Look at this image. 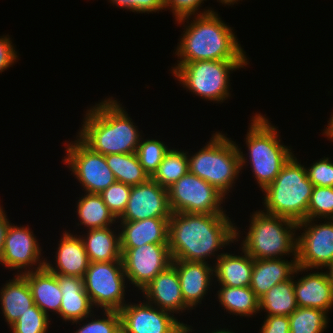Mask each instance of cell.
<instances>
[{
  "mask_svg": "<svg viewBox=\"0 0 333 333\" xmlns=\"http://www.w3.org/2000/svg\"><path fill=\"white\" fill-rule=\"evenodd\" d=\"M210 333H235V332H232V330H228V328L227 329L223 328V329H219V330L216 329Z\"/></svg>",
  "mask_w": 333,
  "mask_h": 333,
  "instance_id": "c3c4849f",
  "label": "cell"
},
{
  "mask_svg": "<svg viewBox=\"0 0 333 333\" xmlns=\"http://www.w3.org/2000/svg\"><path fill=\"white\" fill-rule=\"evenodd\" d=\"M105 99L86 111L77 137L104 156L136 152L141 131L120 101L112 96Z\"/></svg>",
  "mask_w": 333,
  "mask_h": 333,
  "instance_id": "3957f363",
  "label": "cell"
},
{
  "mask_svg": "<svg viewBox=\"0 0 333 333\" xmlns=\"http://www.w3.org/2000/svg\"><path fill=\"white\" fill-rule=\"evenodd\" d=\"M75 141L66 144V156L62 161L70 169L85 193L100 194L116 182L105 156L94 152L77 136Z\"/></svg>",
  "mask_w": 333,
  "mask_h": 333,
  "instance_id": "8fae6325",
  "label": "cell"
},
{
  "mask_svg": "<svg viewBox=\"0 0 333 333\" xmlns=\"http://www.w3.org/2000/svg\"><path fill=\"white\" fill-rule=\"evenodd\" d=\"M328 122L329 123H328L327 127L323 130L324 132H322L324 134H322V135H325V137H328L327 140H330L333 142V114H331V117Z\"/></svg>",
  "mask_w": 333,
  "mask_h": 333,
  "instance_id": "f6af8a7d",
  "label": "cell"
},
{
  "mask_svg": "<svg viewBox=\"0 0 333 333\" xmlns=\"http://www.w3.org/2000/svg\"><path fill=\"white\" fill-rule=\"evenodd\" d=\"M130 191L131 186L116 181L99 194L116 219L123 214Z\"/></svg>",
  "mask_w": 333,
  "mask_h": 333,
  "instance_id": "74e56055",
  "label": "cell"
},
{
  "mask_svg": "<svg viewBox=\"0 0 333 333\" xmlns=\"http://www.w3.org/2000/svg\"><path fill=\"white\" fill-rule=\"evenodd\" d=\"M175 20L184 25L175 54L178 63L204 60H248L246 52L239 44L233 28L211 11L202 15H193ZM188 19V20H187ZM189 24V25H188Z\"/></svg>",
  "mask_w": 333,
  "mask_h": 333,
  "instance_id": "7a4b0ae2",
  "label": "cell"
},
{
  "mask_svg": "<svg viewBox=\"0 0 333 333\" xmlns=\"http://www.w3.org/2000/svg\"><path fill=\"white\" fill-rule=\"evenodd\" d=\"M294 277L278 283L259 298V313L265 311L266 315L289 316L298 308L294 293Z\"/></svg>",
  "mask_w": 333,
  "mask_h": 333,
  "instance_id": "f546056e",
  "label": "cell"
},
{
  "mask_svg": "<svg viewBox=\"0 0 333 333\" xmlns=\"http://www.w3.org/2000/svg\"><path fill=\"white\" fill-rule=\"evenodd\" d=\"M55 252V266L45 261V267L56 275L83 278L89 267V258L80 235L65 230Z\"/></svg>",
  "mask_w": 333,
  "mask_h": 333,
  "instance_id": "d6986e66",
  "label": "cell"
},
{
  "mask_svg": "<svg viewBox=\"0 0 333 333\" xmlns=\"http://www.w3.org/2000/svg\"><path fill=\"white\" fill-rule=\"evenodd\" d=\"M290 261L285 258L254 259L250 288L258 298L278 283L305 272V268L297 265V257Z\"/></svg>",
  "mask_w": 333,
  "mask_h": 333,
  "instance_id": "ffe728a7",
  "label": "cell"
},
{
  "mask_svg": "<svg viewBox=\"0 0 333 333\" xmlns=\"http://www.w3.org/2000/svg\"><path fill=\"white\" fill-rule=\"evenodd\" d=\"M180 280L181 292L185 304L195 309L202 304L213 283V266L207 262L172 260Z\"/></svg>",
  "mask_w": 333,
  "mask_h": 333,
  "instance_id": "ac0fdd59",
  "label": "cell"
},
{
  "mask_svg": "<svg viewBox=\"0 0 333 333\" xmlns=\"http://www.w3.org/2000/svg\"><path fill=\"white\" fill-rule=\"evenodd\" d=\"M141 138L136 150L139 162L144 168V171L151 178L158 166L162 162L166 152L170 149L163 141L157 139Z\"/></svg>",
  "mask_w": 333,
  "mask_h": 333,
  "instance_id": "836d02e7",
  "label": "cell"
},
{
  "mask_svg": "<svg viewBox=\"0 0 333 333\" xmlns=\"http://www.w3.org/2000/svg\"><path fill=\"white\" fill-rule=\"evenodd\" d=\"M124 272L129 284L144 289L161 271L172 264L168 243L143 244L121 249Z\"/></svg>",
  "mask_w": 333,
  "mask_h": 333,
  "instance_id": "5bb4252c",
  "label": "cell"
},
{
  "mask_svg": "<svg viewBox=\"0 0 333 333\" xmlns=\"http://www.w3.org/2000/svg\"><path fill=\"white\" fill-rule=\"evenodd\" d=\"M76 203L77 217L87 230L104 228L117 223V219L109 211L99 194L85 193Z\"/></svg>",
  "mask_w": 333,
  "mask_h": 333,
  "instance_id": "83f0119b",
  "label": "cell"
},
{
  "mask_svg": "<svg viewBox=\"0 0 333 333\" xmlns=\"http://www.w3.org/2000/svg\"><path fill=\"white\" fill-rule=\"evenodd\" d=\"M260 333H290L289 317L266 315Z\"/></svg>",
  "mask_w": 333,
  "mask_h": 333,
  "instance_id": "7bdbcfd3",
  "label": "cell"
},
{
  "mask_svg": "<svg viewBox=\"0 0 333 333\" xmlns=\"http://www.w3.org/2000/svg\"><path fill=\"white\" fill-rule=\"evenodd\" d=\"M167 190L172 213L226 214L221 205L228 198L189 171Z\"/></svg>",
  "mask_w": 333,
  "mask_h": 333,
  "instance_id": "30bf717a",
  "label": "cell"
},
{
  "mask_svg": "<svg viewBox=\"0 0 333 333\" xmlns=\"http://www.w3.org/2000/svg\"><path fill=\"white\" fill-rule=\"evenodd\" d=\"M37 240L28 225L16 226L10 222L0 264L11 271L17 269L18 275L45 267L46 258L42 257V248Z\"/></svg>",
  "mask_w": 333,
  "mask_h": 333,
  "instance_id": "9a60e30c",
  "label": "cell"
},
{
  "mask_svg": "<svg viewBox=\"0 0 333 333\" xmlns=\"http://www.w3.org/2000/svg\"><path fill=\"white\" fill-rule=\"evenodd\" d=\"M240 249L241 256L224 252L213 260L214 280L220 286L250 287L254 259L243 248Z\"/></svg>",
  "mask_w": 333,
  "mask_h": 333,
  "instance_id": "cb8c5ba5",
  "label": "cell"
},
{
  "mask_svg": "<svg viewBox=\"0 0 333 333\" xmlns=\"http://www.w3.org/2000/svg\"><path fill=\"white\" fill-rule=\"evenodd\" d=\"M62 292L59 317L63 321L79 324L94 312L89 295L84 289L83 278L56 275Z\"/></svg>",
  "mask_w": 333,
  "mask_h": 333,
  "instance_id": "7402d4cb",
  "label": "cell"
},
{
  "mask_svg": "<svg viewBox=\"0 0 333 333\" xmlns=\"http://www.w3.org/2000/svg\"><path fill=\"white\" fill-rule=\"evenodd\" d=\"M30 286L34 304L45 314H59L62 292L56 274L46 267L22 274Z\"/></svg>",
  "mask_w": 333,
  "mask_h": 333,
  "instance_id": "d4e9b609",
  "label": "cell"
},
{
  "mask_svg": "<svg viewBox=\"0 0 333 333\" xmlns=\"http://www.w3.org/2000/svg\"><path fill=\"white\" fill-rule=\"evenodd\" d=\"M121 249L140 247L150 243H168V223L165 218L138 221H117ZM120 227V228H119Z\"/></svg>",
  "mask_w": 333,
  "mask_h": 333,
  "instance_id": "603a6c76",
  "label": "cell"
},
{
  "mask_svg": "<svg viewBox=\"0 0 333 333\" xmlns=\"http://www.w3.org/2000/svg\"><path fill=\"white\" fill-rule=\"evenodd\" d=\"M12 43L9 35L0 36V73L11 67L19 59Z\"/></svg>",
  "mask_w": 333,
  "mask_h": 333,
  "instance_id": "b9f144b4",
  "label": "cell"
},
{
  "mask_svg": "<svg viewBox=\"0 0 333 333\" xmlns=\"http://www.w3.org/2000/svg\"><path fill=\"white\" fill-rule=\"evenodd\" d=\"M225 135L213 133L205 146L191 156L187 152V157L189 172L228 196L242 171L237 144Z\"/></svg>",
  "mask_w": 333,
  "mask_h": 333,
  "instance_id": "52a82bcc",
  "label": "cell"
},
{
  "mask_svg": "<svg viewBox=\"0 0 333 333\" xmlns=\"http://www.w3.org/2000/svg\"><path fill=\"white\" fill-rule=\"evenodd\" d=\"M141 292L146 302L172 314L190 310L184 302L177 269L173 264L161 271Z\"/></svg>",
  "mask_w": 333,
  "mask_h": 333,
  "instance_id": "e0dca14e",
  "label": "cell"
},
{
  "mask_svg": "<svg viewBox=\"0 0 333 333\" xmlns=\"http://www.w3.org/2000/svg\"><path fill=\"white\" fill-rule=\"evenodd\" d=\"M102 318L100 316L95 318L94 312L86 316L84 319L88 323H82L74 333H121V319L118 311L115 310H102ZM92 317V318H91ZM87 318H90L88 321Z\"/></svg>",
  "mask_w": 333,
  "mask_h": 333,
  "instance_id": "8d00e7d4",
  "label": "cell"
},
{
  "mask_svg": "<svg viewBox=\"0 0 333 333\" xmlns=\"http://www.w3.org/2000/svg\"><path fill=\"white\" fill-rule=\"evenodd\" d=\"M0 290L2 314L10 327L34 305L30 286L22 274H15Z\"/></svg>",
  "mask_w": 333,
  "mask_h": 333,
  "instance_id": "484cf974",
  "label": "cell"
},
{
  "mask_svg": "<svg viewBox=\"0 0 333 333\" xmlns=\"http://www.w3.org/2000/svg\"><path fill=\"white\" fill-rule=\"evenodd\" d=\"M248 61L204 60L177 63L175 67H171V73L189 92L206 101L223 103L231 95L230 74L239 68H245Z\"/></svg>",
  "mask_w": 333,
  "mask_h": 333,
  "instance_id": "ba28073f",
  "label": "cell"
},
{
  "mask_svg": "<svg viewBox=\"0 0 333 333\" xmlns=\"http://www.w3.org/2000/svg\"><path fill=\"white\" fill-rule=\"evenodd\" d=\"M252 216V217H251ZM250 216L247 235L240 243L253 259L297 257V222L256 210Z\"/></svg>",
  "mask_w": 333,
  "mask_h": 333,
  "instance_id": "8992f818",
  "label": "cell"
},
{
  "mask_svg": "<svg viewBox=\"0 0 333 333\" xmlns=\"http://www.w3.org/2000/svg\"><path fill=\"white\" fill-rule=\"evenodd\" d=\"M234 224L227 214L172 213L168 223L172 260L208 263L212 256L218 259L220 249L242 238Z\"/></svg>",
  "mask_w": 333,
  "mask_h": 333,
  "instance_id": "6da1fadb",
  "label": "cell"
},
{
  "mask_svg": "<svg viewBox=\"0 0 333 333\" xmlns=\"http://www.w3.org/2000/svg\"><path fill=\"white\" fill-rule=\"evenodd\" d=\"M204 1L206 0H165V6L168 10L171 8L170 11L177 20L186 16L202 15L213 11V9L209 7L208 9H203V12L198 11Z\"/></svg>",
  "mask_w": 333,
  "mask_h": 333,
  "instance_id": "ab89813d",
  "label": "cell"
},
{
  "mask_svg": "<svg viewBox=\"0 0 333 333\" xmlns=\"http://www.w3.org/2000/svg\"><path fill=\"white\" fill-rule=\"evenodd\" d=\"M8 216L6 215L5 210L3 209V206H0V260L2 257L3 247H4V241L6 232L9 226Z\"/></svg>",
  "mask_w": 333,
  "mask_h": 333,
  "instance_id": "ee69618b",
  "label": "cell"
},
{
  "mask_svg": "<svg viewBox=\"0 0 333 333\" xmlns=\"http://www.w3.org/2000/svg\"><path fill=\"white\" fill-rule=\"evenodd\" d=\"M328 313L317 308L298 307L291 315L290 333H323L328 325Z\"/></svg>",
  "mask_w": 333,
  "mask_h": 333,
  "instance_id": "d6a6232c",
  "label": "cell"
},
{
  "mask_svg": "<svg viewBox=\"0 0 333 333\" xmlns=\"http://www.w3.org/2000/svg\"><path fill=\"white\" fill-rule=\"evenodd\" d=\"M84 235L80 237L90 262L122 261L119 230L108 226L90 229Z\"/></svg>",
  "mask_w": 333,
  "mask_h": 333,
  "instance_id": "4316f807",
  "label": "cell"
},
{
  "mask_svg": "<svg viewBox=\"0 0 333 333\" xmlns=\"http://www.w3.org/2000/svg\"><path fill=\"white\" fill-rule=\"evenodd\" d=\"M105 160L117 182L136 186L150 179L140 164L136 152L105 155Z\"/></svg>",
  "mask_w": 333,
  "mask_h": 333,
  "instance_id": "4dcf8cb0",
  "label": "cell"
},
{
  "mask_svg": "<svg viewBox=\"0 0 333 333\" xmlns=\"http://www.w3.org/2000/svg\"><path fill=\"white\" fill-rule=\"evenodd\" d=\"M126 280L122 261L90 262L83 277L93 307L115 311L126 304Z\"/></svg>",
  "mask_w": 333,
  "mask_h": 333,
  "instance_id": "9c48e42d",
  "label": "cell"
},
{
  "mask_svg": "<svg viewBox=\"0 0 333 333\" xmlns=\"http://www.w3.org/2000/svg\"><path fill=\"white\" fill-rule=\"evenodd\" d=\"M112 5L136 13H152L166 10L165 0H109Z\"/></svg>",
  "mask_w": 333,
  "mask_h": 333,
  "instance_id": "60d3db41",
  "label": "cell"
},
{
  "mask_svg": "<svg viewBox=\"0 0 333 333\" xmlns=\"http://www.w3.org/2000/svg\"><path fill=\"white\" fill-rule=\"evenodd\" d=\"M265 116L266 114L263 116L256 113L250 120L245 137L248 153L243 154V150L237 145L241 170L249 163L261 190L275 180L283 166L294 155L290 146L281 143L278 127L273 126Z\"/></svg>",
  "mask_w": 333,
  "mask_h": 333,
  "instance_id": "277c9868",
  "label": "cell"
},
{
  "mask_svg": "<svg viewBox=\"0 0 333 333\" xmlns=\"http://www.w3.org/2000/svg\"><path fill=\"white\" fill-rule=\"evenodd\" d=\"M306 274L294 280V293L298 307L321 309L327 313L333 308V288L327 273L305 268Z\"/></svg>",
  "mask_w": 333,
  "mask_h": 333,
  "instance_id": "44dd1931",
  "label": "cell"
},
{
  "mask_svg": "<svg viewBox=\"0 0 333 333\" xmlns=\"http://www.w3.org/2000/svg\"><path fill=\"white\" fill-rule=\"evenodd\" d=\"M189 171L187 152L169 149L151 179L168 189Z\"/></svg>",
  "mask_w": 333,
  "mask_h": 333,
  "instance_id": "1f68e13d",
  "label": "cell"
},
{
  "mask_svg": "<svg viewBox=\"0 0 333 333\" xmlns=\"http://www.w3.org/2000/svg\"><path fill=\"white\" fill-rule=\"evenodd\" d=\"M217 291L219 304L230 315L251 317L259 310V298L250 287L220 286Z\"/></svg>",
  "mask_w": 333,
  "mask_h": 333,
  "instance_id": "f1b7e54d",
  "label": "cell"
},
{
  "mask_svg": "<svg viewBox=\"0 0 333 333\" xmlns=\"http://www.w3.org/2000/svg\"><path fill=\"white\" fill-rule=\"evenodd\" d=\"M330 159L324 156L313 162L312 166H306L307 176L313 186L333 187V162Z\"/></svg>",
  "mask_w": 333,
  "mask_h": 333,
  "instance_id": "f35d334b",
  "label": "cell"
},
{
  "mask_svg": "<svg viewBox=\"0 0 333 333\" xmlns=\"http://www.w3.org/2000/svg\"><path fill=\"white\" fill-rule=\"evenodd\" d=\"M305 165L293 155L264 192V213L289 218L295 222L307 220L313 183Z\"/></svg>",
  "mask_w": 333,
  "mask_h": 333,
  "instance_id": "5b68a950",
  "label": "cell"
},
{
  "mask_svg": "<svg viewBox=\"0 0 333 333\" xmlns=\"http://www.w3.org/2000/svg\"><path fill=\"white\" fill-rule=\"evenodd\" d=\"M333 219V187L314 186L307 219Z\"/></svg>",
  "mask_w": 333,
  "mask_h": 333,
  "instance_id": "e575fe53",
  "label": "cell"
},
{
  "mask_svg": "<svg viewBox=\"0 0 333 333\" xmlns=\"http://www.w3.org/2000/svg\"><path fill=\"white\" fill-rule=\"evenodd\" d=\"M50 316L45 314L37 305L29 308L25 314L10 326L11 333H47Z\"/></svg>",
  "mask_w": 333,
  "mask_h": 333,
  "instance_id": "d590c367",
  "label": "cell"
},
{
  "mask_svg": "<svg viewBox=\"0 0 333 333\" xmlns=\"http://www.w3.org/2000/svg\"><path fill=\"white\" fill-rule=\"evenodd\" d=\"M240 0H217V2L222 3V5H234L235 3L239 2Z\"/></svg>",
  "mask_w": 333,
  "mask_h": 333,
  "instance_id": "7dc6e473",
  "label": "cell"
},
{
  "mask_svg": "<svg viewBox=\"0 0 333 333\" xmlns=\"http://www.w3.org/2000/svg\"><path fill=\"white\" fill-rule=\"evenodd\" d=\"M314 221L316 223L317 220L297 223V230L304 231L300 236L297 234V265L323 271L333 261V219L319 224Z\"/></svg>",
  "mask_w": 333,
  "mask_h": 333,
  "instance_id": "4fadbf2b",
  "label": "cell"
},
{
  "mask_svg": "<svg viewBox=\"0 0 333 333\" xmlns=\"http://www.w3.org/2000/svg\"><path fill=\"white\" fill-rule=\"evenodd\" d=\"M121 333H190L193 327L178 319L169 311L143 300L127 303L119 311Z\"/></svg>",
  "mask_w": 333,
  "mask_h": 333,
  "instance_id": "7c38bea8",
  "label": "cell"
},
{
  "mask_svg": "<svg viewBox=\"0 0 333 333\" xmlns=\"http://www.w3.org/2000/svg\"><path fill=\"white\" fill-rule=\"evenodd\" d=\"M171 215L168 190L150 178L145 183L131 186L128 203L117 221L170 219Z\"/></svg>",
  "mask_w": 333,
  "mask_h": 333,
  "instance_id": "2e32d148",
  "label": "cell"
},
{
  "mask_svg": "<svg viewBox=\"0 0 333 333\" xmlns=\"http://www.w3.org/2000/svg\"><path fill=\"white\" fill-rule=\"evenodd\" d=\"M327 267L328 268H325V269H328V270H326V273H327L329 282L331 283V286L333 288V261Z\"/></svg>",
  "mask_w": 333,
  "mask_h": 333,
  "instance_id": "bcb514c9",
  "label": "cell"
}]
</instances>
